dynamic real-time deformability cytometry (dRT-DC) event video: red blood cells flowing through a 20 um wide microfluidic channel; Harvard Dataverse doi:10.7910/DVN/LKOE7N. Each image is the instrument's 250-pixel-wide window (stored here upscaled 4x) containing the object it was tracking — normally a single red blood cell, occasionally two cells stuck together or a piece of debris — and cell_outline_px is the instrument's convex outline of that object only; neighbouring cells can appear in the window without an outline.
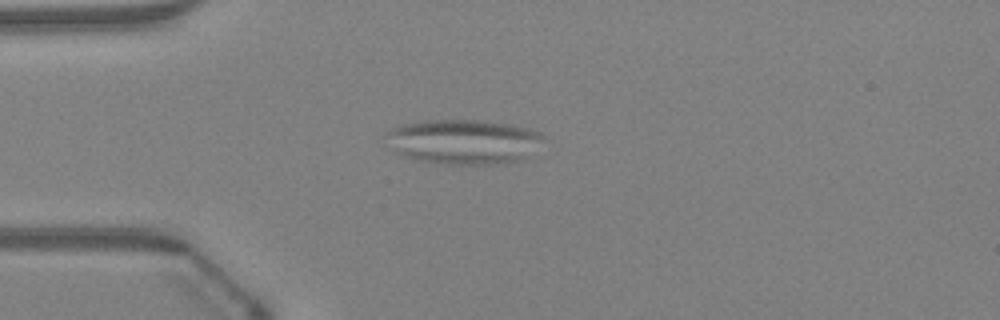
{"species": "Egyptian fruit bat (a non-hibernating species)", "species_latin": "Rousettus aegyptiacus", "temperature_condition": "warm", "stored_images_in_passage": 36, "camera_frame_rate_fps": 3000, "um_per_image_px": 0.085, "animal": {"sex": "female"}, "frame": {"image": 1, "passage_image": 1, "time_ms": 0.0, "image_size_px": [1000, 320], "cell_outline_px": [[544, 140], [520, 160], [500, 164], [444, 164], [416, 160], [404, 156], [396, 152], [388, 132], [392, 128], [404, 124], [424, 120], [476, 120], [508, 124], [528, 128], [540, 132], [544, 136]], "centroid_in_image_um": [39.44, 12.04], "position_along_channel_um": 45.6, "area_um2": 40.4}}
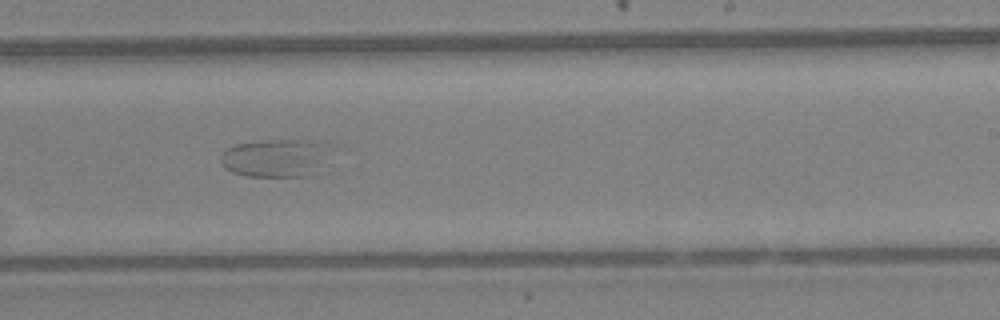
{"frame": {"image": 2, "passage_image": 18, "time_ms": 5.667, "image_size_px": [1000, 320], "cell_outline_px": [[352, 148], [304, 176], [248, 176], [232, 172], [224, 168], [220, 160], [220, 156], [228, 148], [236, 144], [264, 140], [324, 140], [340, 144]], "centroid_in_image_um": [23.82, 13.35], "position_along_channel_um": 265.2, "area_um2": 26.36}}
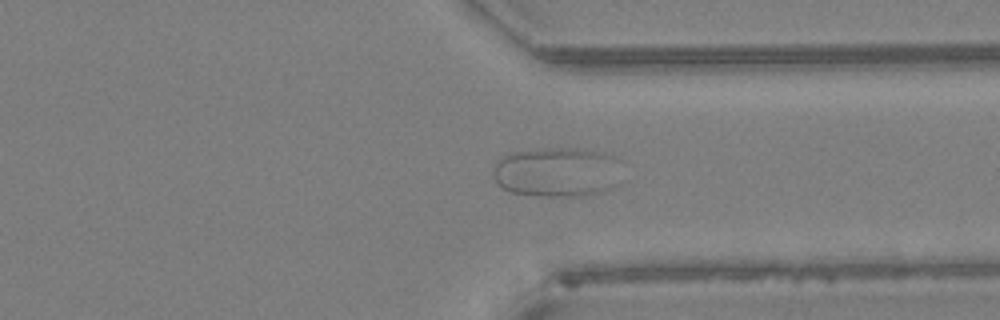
{"frame": {"image": 3, "passage_image": 25, "time_ms": 8.0, "image_size_px": [1000, 320], "cell_outline_px": [[620, 160], [604, 188], [596, 192], [580, 196], [544, 196], [508, 192], [496, 180], [496, 164], [504, 156], [512, 152], [544, 148], [576, 148], [604, 152], [616, 156]], "centroid_in_image_um": [47.24, 14.59], "position_along_channel_um": 364.2, "area_um2": 35.78}}